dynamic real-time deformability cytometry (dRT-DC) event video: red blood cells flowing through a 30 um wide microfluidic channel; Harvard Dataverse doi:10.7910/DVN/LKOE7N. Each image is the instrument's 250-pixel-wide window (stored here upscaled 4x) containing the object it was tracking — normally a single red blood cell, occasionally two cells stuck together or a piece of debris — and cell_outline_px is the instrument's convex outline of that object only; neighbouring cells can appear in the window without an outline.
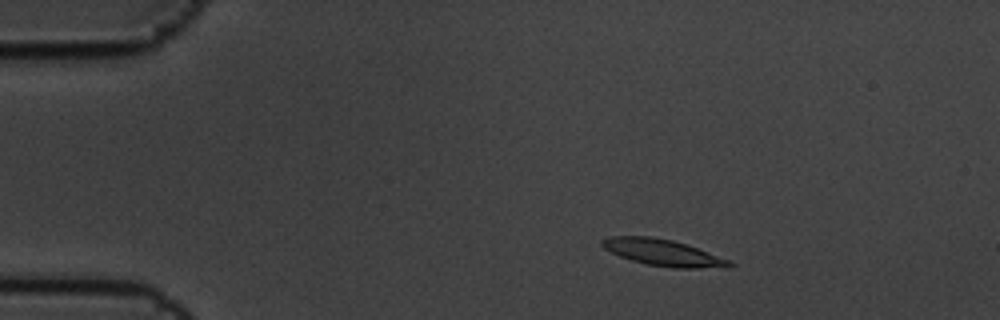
{"species": "common noctule bat (a hibernating species)", "species_latin": "Nyctalus noctula", "temperature_condition": "cold", "stored_images_in_passage": 5, "camera_frame_rate_fps": 3000, "um_per_image_px": 0.085, "animal": {"sex": "male", "body_mass_g": 19.5, "forearm_length_mm": 54.6}, "frame": {"image": 1, "passage_image": 3, "time_ms": 0.667, "image_size_px": [1000, 320], "cell_outline_px": [[736, 264], [732, 268], [672, 268], [644, 264], [620, 256], [604, 248], [600, 244], [600, 240], [608, 236], [652, 236], [672, 240], [688, 244], [732, 260]], "centroid_in_image_um": [56.44, 21.48], "position_along_channel_um": 28.6, "area_um2": 20.17}}